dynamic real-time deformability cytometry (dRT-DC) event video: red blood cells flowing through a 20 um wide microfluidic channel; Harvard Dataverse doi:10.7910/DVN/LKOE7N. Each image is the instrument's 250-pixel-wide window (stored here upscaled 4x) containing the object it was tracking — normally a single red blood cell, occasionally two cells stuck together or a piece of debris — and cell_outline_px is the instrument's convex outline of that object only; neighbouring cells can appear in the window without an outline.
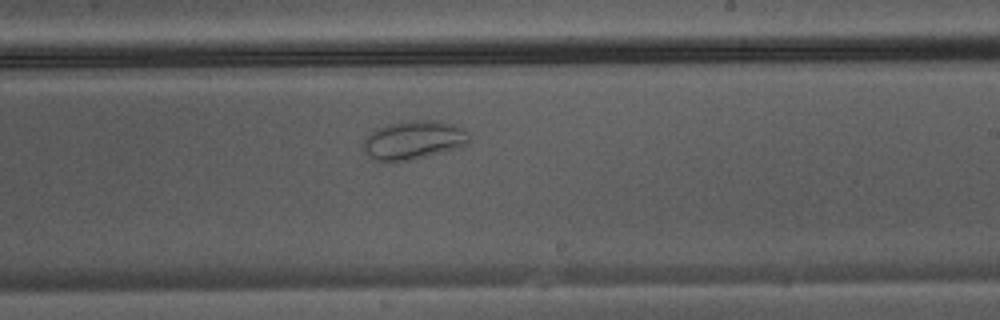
{"species": "Egyptian fruit bat (a non-hibernating species)", "species_latin": "Rousettus aegyptiacus", "temperature_condition": "warm", "stored_images_in_passage": 33, "camera_frame_rate_fps": 3000, "um_per_image_px": 0.085, "animal": {"sex": "male"}, "frame": {"image": 1, "passage_image": 15, "time_ms": 4.667, "image_size_px": [1000, 320], "cell_outline_px": [[468, 144], [460, 148], [444, 152], [392, 164], [376, 160], [364, 152], [364, 136], [372, 128], [388, 124], [412, 120], [440, 120], [452, 124], [460, 128], [468, 136]], "centroid_in_image_um": [35.08, 11.92], "position_along_channel_um": 253.9, "area_um2": 24.28}}
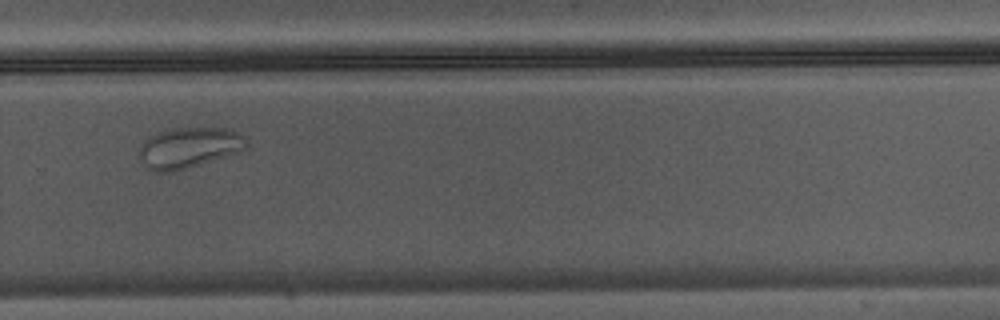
{"frame": {"image": 2, "passage_image": 19, "time_ms": 6.0, "image_size_px": [1000, 320], "cell_outline_px": [[248, 144], [240, 152], [172, 172], [156, 172], [148, 168], [140, 160], [140, 148], [144, 140], [148, 136], [164, 128], [224, 128], [236, 132], [244, 136], [248, 140]], "centroid_in_image_um": [16.03, 12.53], "position_along_channel_um": 313.8, "area_um2": 25.43}}